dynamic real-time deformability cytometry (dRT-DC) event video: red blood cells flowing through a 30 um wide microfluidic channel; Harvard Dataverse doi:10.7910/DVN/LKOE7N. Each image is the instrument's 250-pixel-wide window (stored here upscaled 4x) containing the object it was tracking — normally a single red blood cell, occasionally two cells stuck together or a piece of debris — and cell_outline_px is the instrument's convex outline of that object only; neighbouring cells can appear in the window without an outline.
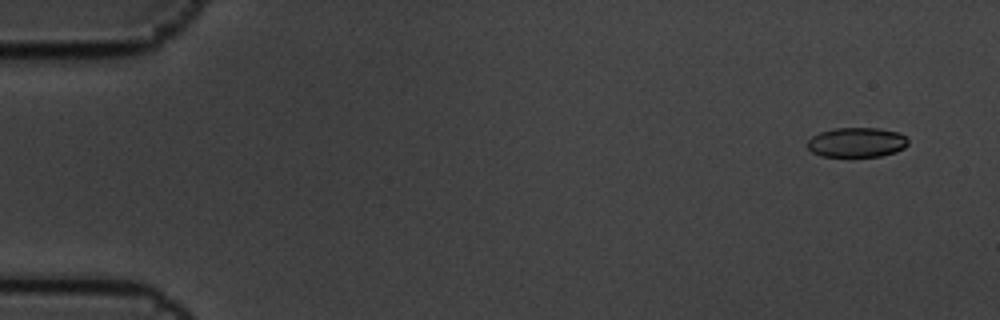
{"species": "common noctule bat (a hibernating species)", "species_latin": "Nyctalus noctula", "temperature_condition": "cold", "stored_images_in_passage": 15, "camera_frame_rate_fps": 3000, "um_per_image_px": 0.085, "animal": {"sex": "male", "body_mass_g": 19.5, "forearm_length_mm": 54.6}, "frame": {"image": 1, "passage_image": 1, "time_ms": 0.0, "image_size_px": [1000, 320], "cell_outline_px": [[908, 144], [904, 148], [896, 152], [880, 156], [820, 156], [812, 152], [808, 148], [808, 140], [812, 136], [820, 132], [836, 128], [880, 128], [900, 132], [908, 140]], "centroid_in_image_um": [72.84, 12.09], "position_along_channel_um": 12.2, "area_um2": 17.46}}
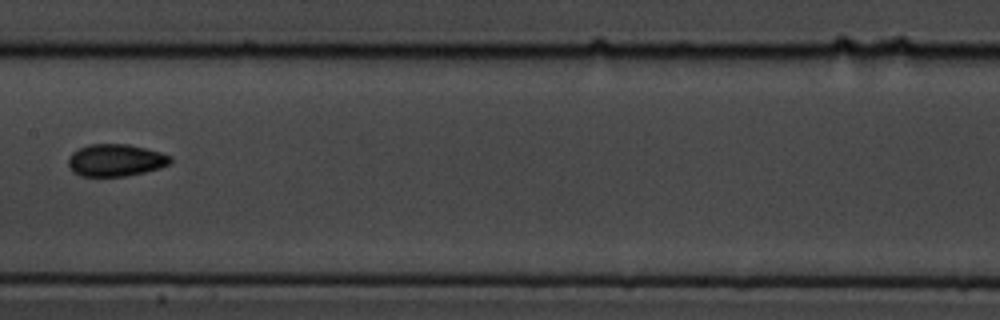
{"frame": {"image": 2, "passage_image": 8, "time_ms": 2.333, "image_size_px": [1000, 320], "cell_outline_px": [[172, 160], [168, 164], [160, 168], [144, 172], [124, 176], [80, 176], [72, 172], [68, 164], [68, 156], [72, 152], [88, 144], [128, 144], [160, 152], [172, 156]], "centroid_in_image_um": [9.8, 13.62], "position_along_channel_um": 197.6, "area_um2": 19.19}}
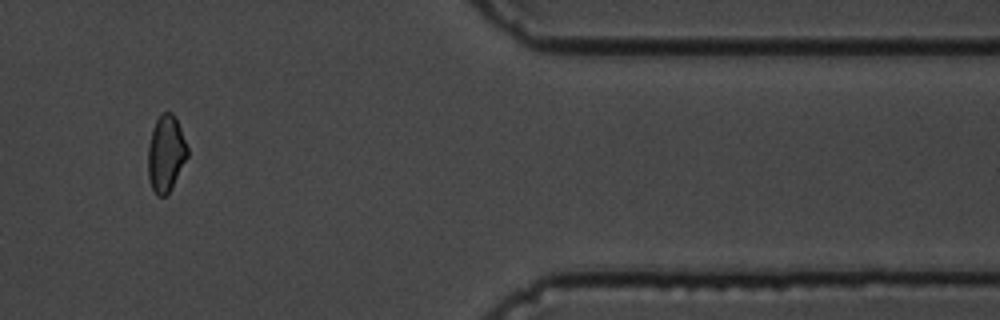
{"frame": {"image": 3, "passage_image": 14, "time_ms": 4.333, "image_size_px": [1000, 320], "cell_outline_px": [[188, 156], [168, 192], [164, 196], [156, 196], [148, 180], [148, 144], [152, 128], [160, 112], [172, 112], [180, 128], [188, 148]], "centroid_in_image_um": [14.07, 13.03], "position_along_channel_um": 397.3, "area_um2": 17.46}}